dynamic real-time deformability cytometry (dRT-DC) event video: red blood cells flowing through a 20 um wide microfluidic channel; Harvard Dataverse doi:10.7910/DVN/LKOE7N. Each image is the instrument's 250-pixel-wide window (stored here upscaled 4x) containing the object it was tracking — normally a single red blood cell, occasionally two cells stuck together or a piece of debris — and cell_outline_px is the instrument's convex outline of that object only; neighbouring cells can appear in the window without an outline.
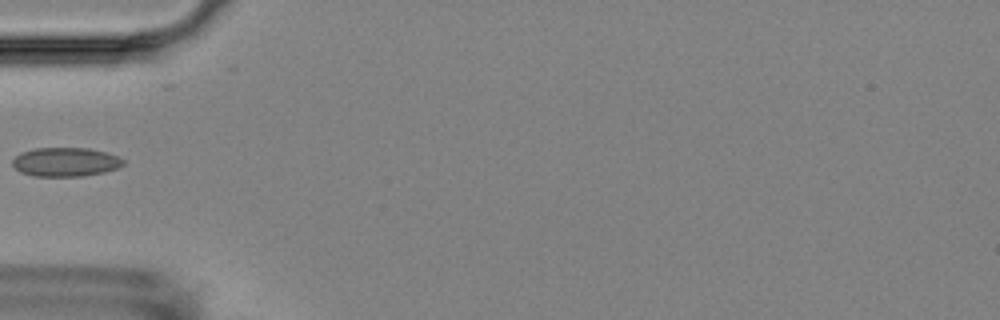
{"species": "Egyptian fruit bat (a non-hibernating species)", "species_latin": "Rousettus aegyptiacus", "temperature_condition": "room temperature", "stored_images_in_passage": 1, "camera_frame_rate_fps": 3000, "um_per_image_px": 0.085, "animal": {"sex": "female"}, "frame": {"image": 1, "passage_image": 1, "time_ms": 0.0, "image_size_px": [1000, 320], "cell_outline_px": [[124, 164], [116, 168], [104, 172], [84, 176], [32, 176], [20, 172], [12, 164], [12, 160], [20, 152], [36, 148], [88, 148], [104, 152], [116, 156], [124, 160]], "centroid_in_image_um": [5.53, 13.77], "position_along_channel_um": 79.5, "area_um2": 18.61}}